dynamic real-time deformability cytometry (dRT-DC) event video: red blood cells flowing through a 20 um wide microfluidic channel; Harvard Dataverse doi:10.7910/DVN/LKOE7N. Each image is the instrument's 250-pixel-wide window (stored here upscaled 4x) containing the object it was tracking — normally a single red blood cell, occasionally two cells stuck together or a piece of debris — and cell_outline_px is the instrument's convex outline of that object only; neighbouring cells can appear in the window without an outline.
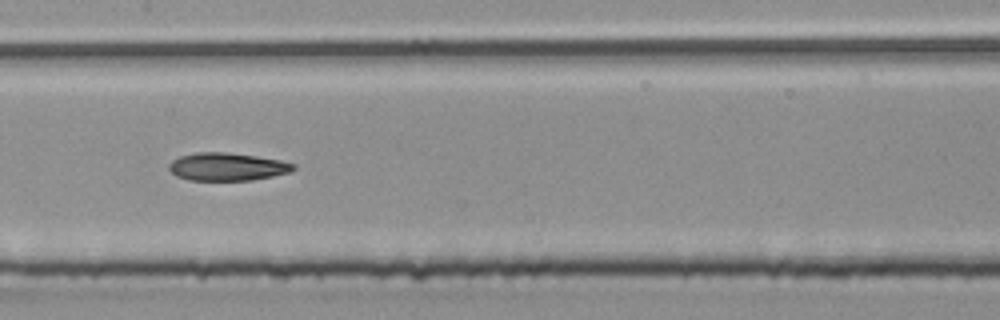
{"species": "common noctule bat (a hibernating species)", "species_latin": "Nyctalus noctula", "temperature_condition": "room temperature", "stored_images_in_passage": 37, "camera_frame_rate_fps": 3000, "um_per_image_px": 0.085, "animal": {"sex": "male", "body_mass_g": 20.4}, "frame": {"image": 1, "passage_image": 11, "time_ms": 3.333, "image_size_px": [1000, 320], "cell_outline_px": [[296, 168], [292, 172], [252, 180], [188, 180], [176, 176], [168, 168], [168, 164], [172, 160], [180, 156], [196, 152], [224, 152], [256, 156], [280, 160], [296, 164]], "centroid_in_image_um": [19.31, 14.17], "position_along_channel_um": 188.1, "area_um2": 20.29}}
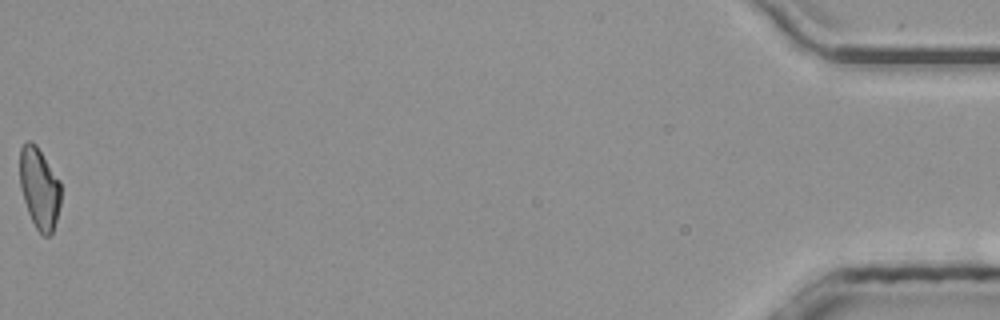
{"frame": {"image": 2, "passage_image": 37, "time_ms": 12.0, "image_size_px": [1000, 320], "cell_outline_px": [[60, 204], [56, 220], [52, 232], [48, 236], [44, 236], [36, 228], [28, 212], [20, 188], [20, 148], [28, 140], [36, 144], [60, 180]], "centroid_in_image_um": [3.34, 15.98], "position_along_channel_um": 431.9, "area_um2": 19.31}, "authors_computed_cell_mechanics": {"area_um2": 20.23, "velocity_mm_per_s": 4.0412, "shape_relaxation_time_tau1_ms": 5.0604, "shape_relaxation_time_tau2_ms": 3.4741, "deformation_change_tau1": 0.1802, "deformation_change_tau2": 0.1113}}